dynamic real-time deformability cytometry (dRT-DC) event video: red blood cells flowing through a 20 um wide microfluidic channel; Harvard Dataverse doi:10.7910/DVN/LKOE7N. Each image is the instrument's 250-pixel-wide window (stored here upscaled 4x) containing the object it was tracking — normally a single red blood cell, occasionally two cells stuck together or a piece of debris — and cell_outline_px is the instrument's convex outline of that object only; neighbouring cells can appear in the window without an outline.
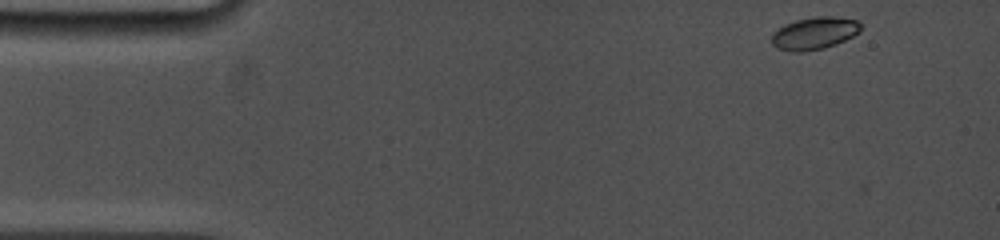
{"species": "common noctule bat (a hibernating species)", "species_latin": "Nyctalus noctula", "temperature_condition": "cold", "stored_images_in_passage": 4, "camera_frame_rate_fps": 5000, "um_per_image_px": 0.085, "animal": {"sex": "female", "body_mass_g": 19.0, "forearm_length_mm": 53.3}, "frame": {"image": 1, "passage_image": 1, "time_ms": 0.0, "image_size_px": [1000, 240], "cell_outline_px": [[860, 32], [836, 44], [820, 48], [800, 52], [796, 52], [776, 48], [772, 44], [772, 32], [784, 24], [796, 20], [816, 16], [832, 16], [856, 20], [860, 24]], "centroid_in_image_um": [69.19, 2.81], "position_along_channel_um": 15.8, "area_um2": 16.65}}